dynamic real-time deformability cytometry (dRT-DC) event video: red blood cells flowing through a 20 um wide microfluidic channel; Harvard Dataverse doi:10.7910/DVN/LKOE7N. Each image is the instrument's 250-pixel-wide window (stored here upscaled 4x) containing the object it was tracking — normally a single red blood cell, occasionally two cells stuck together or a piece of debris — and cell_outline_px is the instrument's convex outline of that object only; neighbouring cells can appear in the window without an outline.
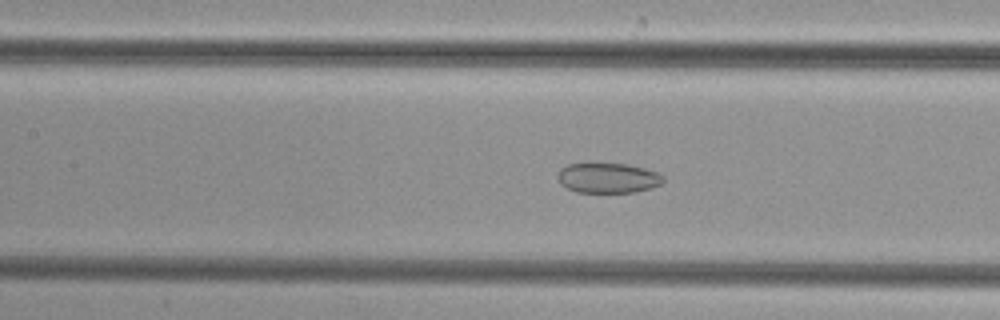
{"species": "common noctule bat (a hibernating species)", "species_latin": "Nyctalus noctula", "temperature_condition": "cold", "stored_images_in_passage": 48, "camera_frame_rate_fps": 3000, "um_per_image_px": 0.085, "animal": {"sex": "female", "body_mass_g": 29.2, "forearm_length_mm": 56.3}, "frame": {"image": 1, "passage_image": 20, "time_ms": 6.333, "image_size_px": [1000, 320], "cell_outline_px": [[664, 180], [660, 184], [652, 188], [636, 192], [576, 192], [560, 184], [556, 176], [560, 168], [568, 164], [584, 160], [592, 160], [628, 164], [644, 168], [656, 172], [664, 176]], "centroid_in_image_um": [51.61, 15.06], "position_along_channel_um": 155.8, "area_um2": 19.48}}
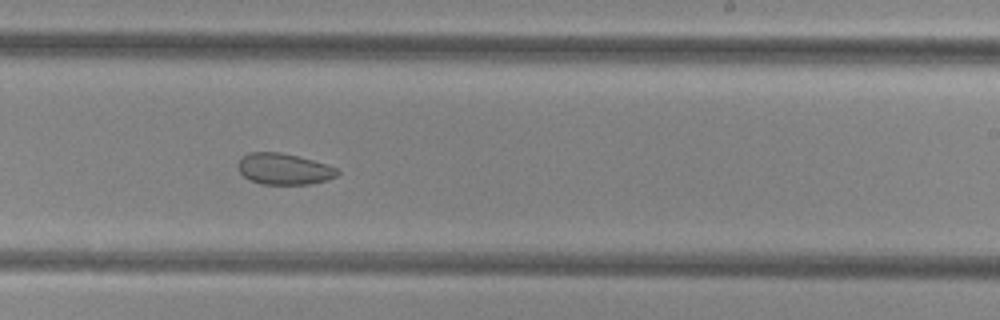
{"frame": {"image": 2, "passage_image": 28, "time_ms": 9.0, "image_size_px": [1000, 320], "cell_outline_px": [[340, 172], [336, 176], [328, 180], [308, 184], [260, 184], [244, 176], [240, 172], [236, 164], [240, 156], [248, 152], [280, 152], [312, 160], [336, 168]], "centroid_in_image_um": [24.08, 14.35], "position_along_channel_um": 264.9, "area_um2": 18.03}}
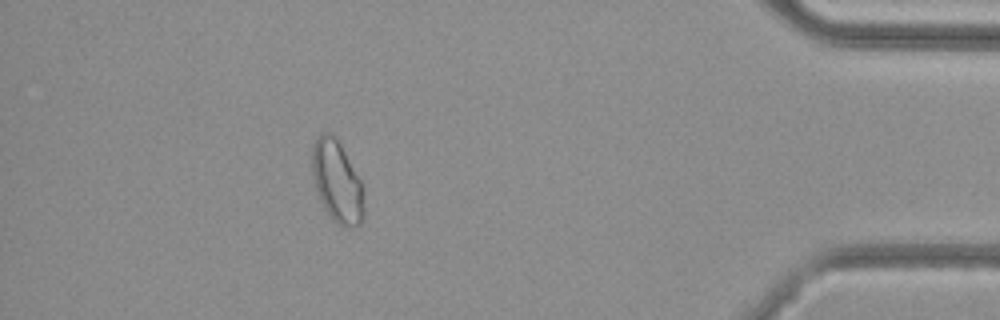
{"frame": {"image": 3, "passage_image": 42, "time_ms": 13.667, "image_size_px": [1000, 320], "cell_outline_px": [[364, 216], [360, 224], [348, 228], [336, 224], [328, 216], [320, 200], [312, 176], [312, 148], [316, 136], [320, 132], [332, 132], [340, 144], [360, 180], [364, 188]], "centroid_in_image_um": [28.64, 15.45], "position_along_channel_um": 406.6, "area_um2": 25.03}}